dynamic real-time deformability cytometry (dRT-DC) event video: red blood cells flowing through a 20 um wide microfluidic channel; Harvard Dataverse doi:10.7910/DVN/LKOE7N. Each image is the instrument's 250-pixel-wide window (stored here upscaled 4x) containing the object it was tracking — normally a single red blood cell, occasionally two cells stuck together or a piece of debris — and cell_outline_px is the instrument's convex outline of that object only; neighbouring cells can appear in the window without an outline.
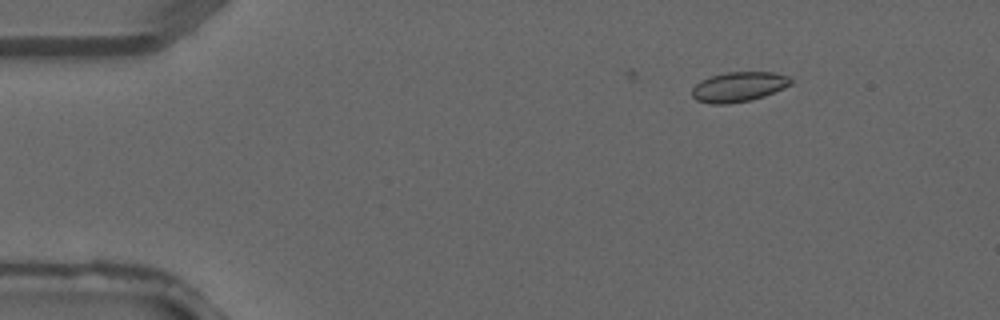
{"species": "common noctule bat (a hibernating species)", "species_latin": "Nyctalus noctula", "temperature_condition": "warm", "stored_images_in_passage": 3, "camera_frame_rate_fps": 3000, "um_per_image_px": 0.085, "animal": {"sex": "male", "forearm_length_mm": 52.5}, "frame": {"image": 1, "passage_image": 1, "time_ms": 0.0, "image_size_px": [1000, 320], "cell_outline_px": [[792, 84], [784, 88], [764, 96], [752, 100], [728, 104], [712, 104], [696, 100], [692, 96], [692, 88], [700, 80], [712, 76], [728, 72], [776, 72], [788, 76], [792, 80]], "centroid_in_image_um": [62.8, 7.38], "position_along_channel_um": 22.2, "area_um2": 17.28}}
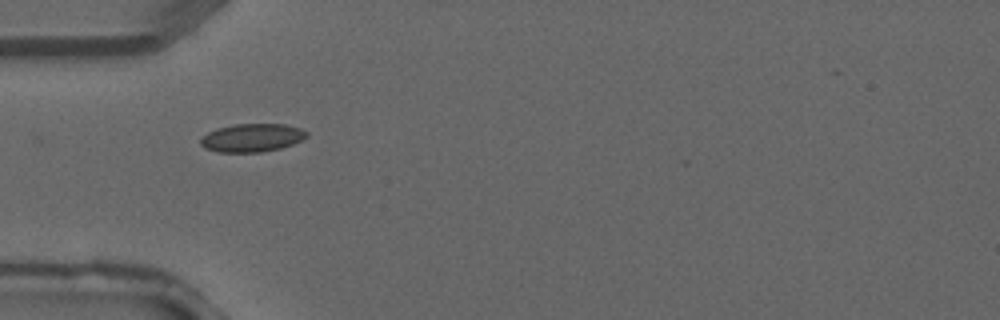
{"frame": {"image": 2, "passage_image": 3, "time_ms": 0.667, "image_size_px": [1000, 320], "cell_outline_px": [[308, 136], [292, 144], [280, 148], [260, 152], [220, 152], [204, 148], [200, 144], [200, 140], [208, 132], [216, 128], [232, 124], [284, 124], [300, 128], [308, 132]], "centroid_in_image_um": [21.4, 11.7], "position_along_channel_um": 63.6, "area_um2": 17.4}}